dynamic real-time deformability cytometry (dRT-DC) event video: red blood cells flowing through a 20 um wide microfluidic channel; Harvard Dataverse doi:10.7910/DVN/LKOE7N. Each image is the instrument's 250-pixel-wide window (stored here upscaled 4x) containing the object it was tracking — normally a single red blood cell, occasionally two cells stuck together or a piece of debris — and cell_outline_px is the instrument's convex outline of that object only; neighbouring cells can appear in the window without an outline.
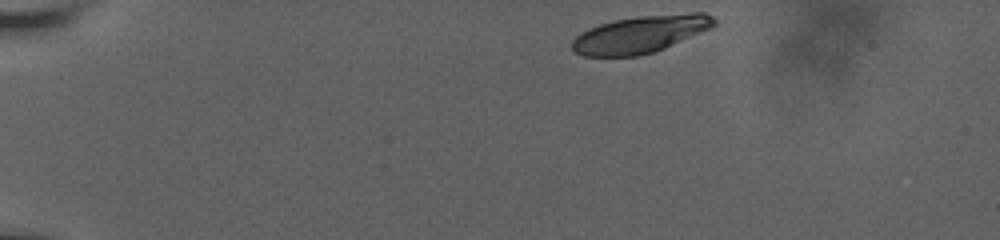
{"species": "human", "species_latin": "Homo sapiens", "temperature_condition": "room temperature", "stored_images_in_passage": 48, "camera_frame_rate_fps": 3000, "um_per_image_px": 0.085, "donor": {"sex": "male"}, "frame": {"image": 1, "passage_image": 1, "time_ms": 0.0, "image_size_px": [1000, 240], "cell_outline_px": [[716, 24], [700, 32], [664, 48], [652, 52], [636, 56], [584, 56], [572, 52], [572, 40], [580, 32], [588, 28], [600, 24], [616, 20], [640, 16], [692, 12], [704, 12], [712, 16], [716, 20]], "centroid_in_image_um": [54.39, 2.91], "position_along_channel_um": 30.6, "area_um2": 30.58}}
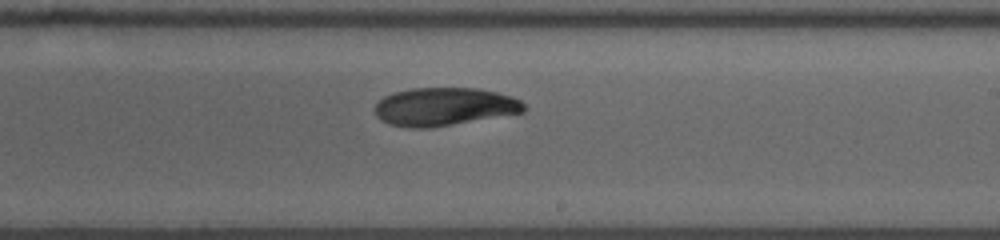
{"frame": {"image": 2, "passage_image": 27, "time_ms": 8.667, "image_size_px": [1000, 240], "cell_outline_px": [[528, 108], [524, 112], [428, 128], [412, 128], [388, 124], [380, 120], [376, 116], [376, 104], [384, 96], [396, 92], [412, 88], [480, 88], [512, 96], [520, 100]], "centroid_in_image_um": [37.77, 9.06], "position_along_channel_um": 251.2, "area_um2": 33.0}}
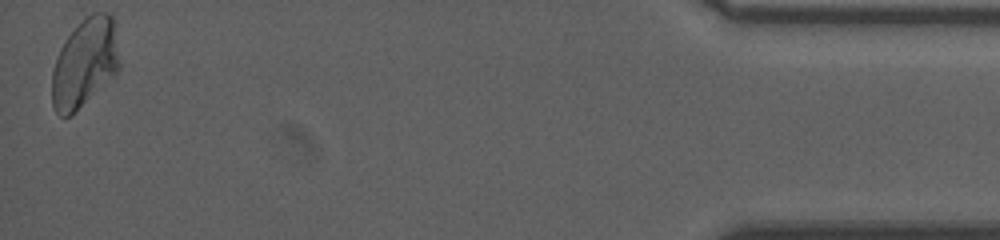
{"frame": {"image": 3, "passage_image": 48, "time_ms": 15.667, "image_size_px": [1000, 240], "cell_outline_px": [[120, 64], [116, 72], [112, 76], [68, 116], [60, 116], [56, 112], [52, 104], [52, 72], [60, 48], [68, 36], [92, 12], [108, 12], [112, 16]], "centroid_in_image_um": [7.18, 5.32], "position_along_channel_um": 428.0, "area_um2": 33.58}, "authors_computed_cell_mechanics": {"area_um2": 33.524, "velocity_mm_per_s": 3.6366, "shape_relaxation_time_tau1_ms": 7.0898, "shape_relaxation_time_tau2_ms": 10.4492, "deformation_change_tau1": 0.178, "deformation_change_tau2": 0.1192}}